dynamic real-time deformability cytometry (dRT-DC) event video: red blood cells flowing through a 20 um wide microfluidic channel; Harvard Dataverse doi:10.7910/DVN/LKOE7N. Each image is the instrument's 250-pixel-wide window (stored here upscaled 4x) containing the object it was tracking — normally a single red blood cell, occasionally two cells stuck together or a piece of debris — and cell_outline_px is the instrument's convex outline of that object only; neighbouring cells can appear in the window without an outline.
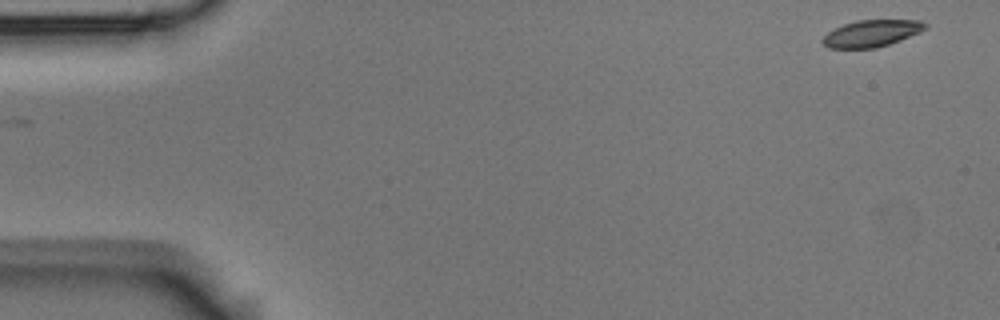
{"species": "Egyptian fruit bat (a non-hibernating species)", "species_latin": "Rousettus aegyptiacus", "temperature_condition": "room temperature", "stored_images_in_passage": 4, "camera_frame_rate_fps": 3000, "um_per_image_px": 0.085, "animal": {"sex": "male"}, "frame": {"image": 1, "passage_image": 1, "time_ms": 0.0, "image_size_px": [1000, 320], "cell_outline_px": [[928, 28], [920, 32], [900, 40], [876, 48], [828, 48], [820, 40], [828, 32], [844, 24], [856, 20], [920, 20], [928, 24]], "centroid_in_image_um": [74.1, 2.83], "position_along_channel_um": 10.9, "area_um2": 16.01}}